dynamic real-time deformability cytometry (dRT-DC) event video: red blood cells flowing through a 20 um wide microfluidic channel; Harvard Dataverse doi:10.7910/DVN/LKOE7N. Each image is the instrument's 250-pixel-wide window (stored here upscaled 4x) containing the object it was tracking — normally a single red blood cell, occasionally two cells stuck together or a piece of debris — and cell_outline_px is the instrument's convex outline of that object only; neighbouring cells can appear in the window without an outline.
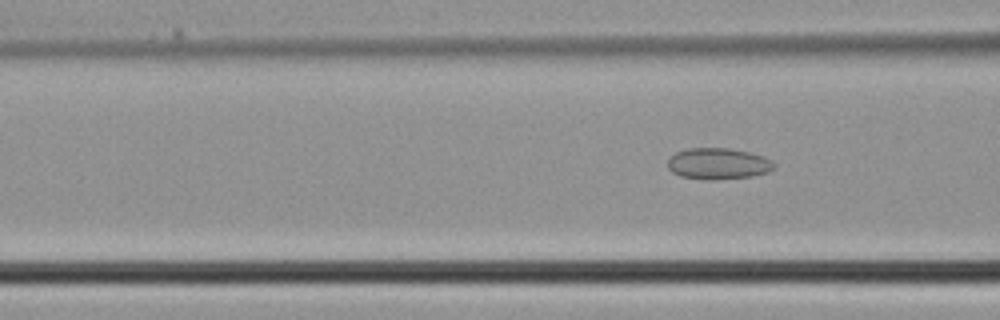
{"species": "common noctule bat (a hibernating species)", "species_latin": "Nyctalus noctula", "temperature_condition": "cold", "stored_images_in_passage": 3, "camera_frame_rate_fps": 3000, "um_per_image_px": 0.085, "animal": {"sex": "male", "body_mass_g": 21.5, "forearm_length_mm": 52.0}, "frame": {"image": 1, "passage_image": 3, "time_ms": 0.667, "image_size_px": [1000, 320], "cell_outline_px": [[776, 164], [768, 172], [752, 176], [712, 180], [708, 180], [680, 176], [672, 172], [668, 168], [668, 160], [676, 152], [688, 148], [728, 148], [748, 152], [764, 156], [772, 160]], "centroid_in_image_um": [61.04, 13.91], "position_along_channel_um": 105.6, "area_um2": 19.36}}